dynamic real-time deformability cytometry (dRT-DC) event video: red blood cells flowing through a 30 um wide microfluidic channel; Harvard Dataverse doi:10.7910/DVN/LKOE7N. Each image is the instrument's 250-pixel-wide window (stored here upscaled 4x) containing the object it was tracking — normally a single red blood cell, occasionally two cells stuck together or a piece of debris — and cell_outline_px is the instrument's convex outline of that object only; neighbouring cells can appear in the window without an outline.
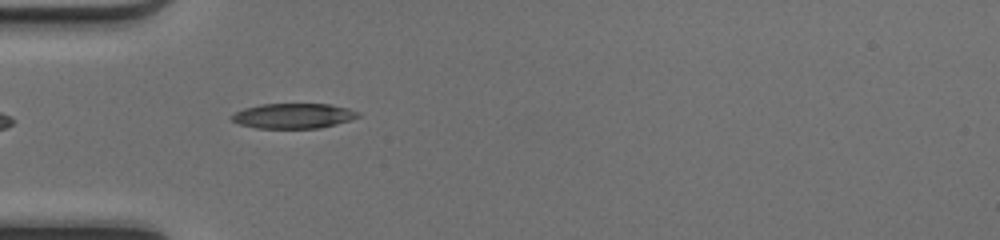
{"species": "common noctule bat (a hibernating species)", "species_latin": "Nyctalus noctula", "temperature_condition": "cold", "stored_images_in_passage": 35, "camera_frame_rate_fps": 3000, "um_per_image_px": 0.085, "animal": {"sex": "female", "body_mass_g": 17.0, "forearm_length_mm": 48.0}, "frame": {"image": 1, "passage_image": 2, "time_ms": 0.333, "image_size_px": [1000, 240], "cell_outline_px": [[360, 116], [352, 120], [320, 128], [256, 128], [240, 124], [232, 120], [228, 116], [244, 108], [260, 104], [332, 104], [348, 108], [360, 112]], "centroid_in_image_um": [24.96, 9.84], "position_along_channel_um": 60.0, "area_um2": 18.61}}
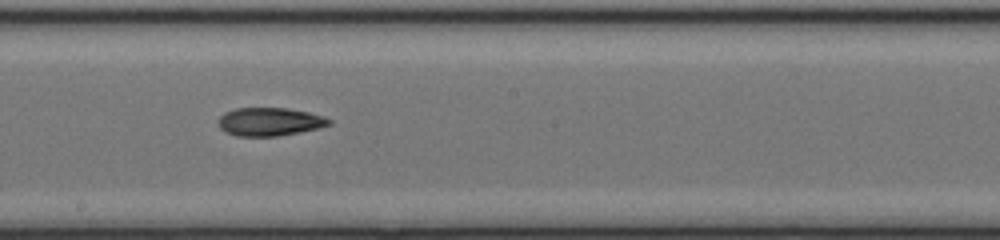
{"frame": {"image": 2, "passage_image": 14, "time_ms": 4.333, "image_size_px": [1000, 240], "cell_outline_px": [[332, 124], [320, 128], [300, 132], [276, 136], [236, 136], [224, 132], [220, 128], [216, 120], [224, 112], [236, 108], [288, 108], [308, 112], [324, 116], [332, 120]], "centroid_in_image_um": [22.91, 10.35], "position_along_channel_um": 225.3, "area_um2": 18.5}}
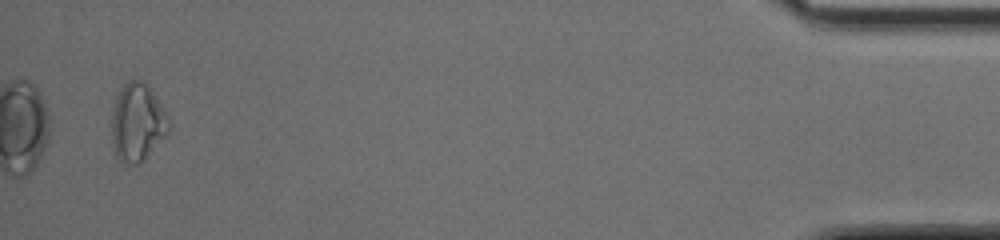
{"frame": {"image": 3, "passage_image": 34, "time_ms": 11.0, "image_size_px": [1000, 240], "cell_outline_px": [[168, 132], [136, 164], [128, 164], [120, 160], [116, 156], [112, 148], [112, 104], [116, 96], [124, 84], [128, 80], [140, 80], [148, 88], [168, 116]], "centroid_in_image_um": [11.61, 10.39], "position_along_channel_um": 423.6, "area_um2": 25.03}, "authors_computed_cell_mechanics": {"area_um2": 18.9006, "velocity_mm_per_s": 4.2102, "shape_relaxation_time_tau1_ms": 7.0741, "shape_relaxation_time_tau2_ms": null, "deformation_change_tau1": 0.1806, "deformation_change_tau2": null}}